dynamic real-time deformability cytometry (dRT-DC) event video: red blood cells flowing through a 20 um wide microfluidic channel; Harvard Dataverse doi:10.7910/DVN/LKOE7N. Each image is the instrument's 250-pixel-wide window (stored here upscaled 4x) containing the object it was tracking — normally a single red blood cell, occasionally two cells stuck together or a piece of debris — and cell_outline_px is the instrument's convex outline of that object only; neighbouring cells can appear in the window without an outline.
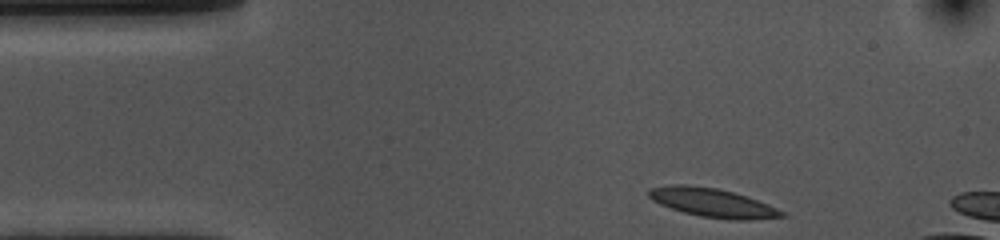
{"species": "common noctule bat (a hibernating species)", "species_latin": "Nyctalus noctula", "temperature_condition": "cold", "stored_images_in_passage": 37, "camera_frame_rate_fps": 3000, "um_per_image_px": 0.085, "animal": {"sex": "female", "body_mass_g": 10.0, "forearm_length_mm": 53.1}, "frame": {"image": 1, "passage_image": 1, "time_ms": 0.0, "image_size_px": [1000, 240], "cell_outline_px": [[788, 216], [748, 220], [732, 220], [700, 216], [684, 212], [660, 204], [652, 200], [648, 196], [648, 188], [672, 184], [688, 184], [716, 188], [732, 192], [768, 204], [784, 212]], "centroid_in_image_um": [60.53, 17.22], "position_along_channel_um": 24.5, "area_um2": 22.2}}
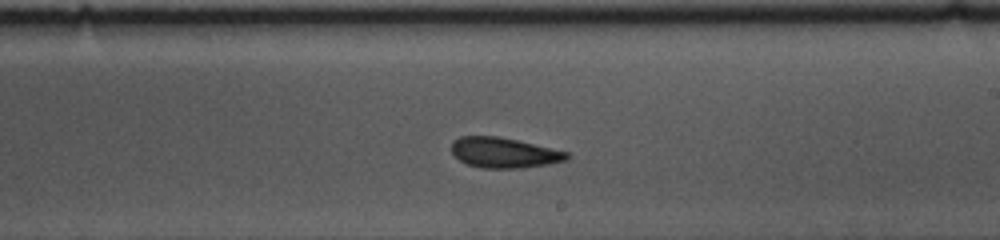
{"frame": {"image": 2, "passage_image": 24, "time_ms": 7.667, "image_size_px": [1000, 240], "cell_outline_px": [[572, 156], [568, 160], [548, 164], [520, 168], [480, 168], [468, 164], [460, 160], [452, 152], [452, 140], [460, 136], [496, 136], [516, 140], [568, 152]], "centroid_in_image_um": [42.85, 12.98], "position_along_channel_um": 246.2, "area_um2": 20.29}}
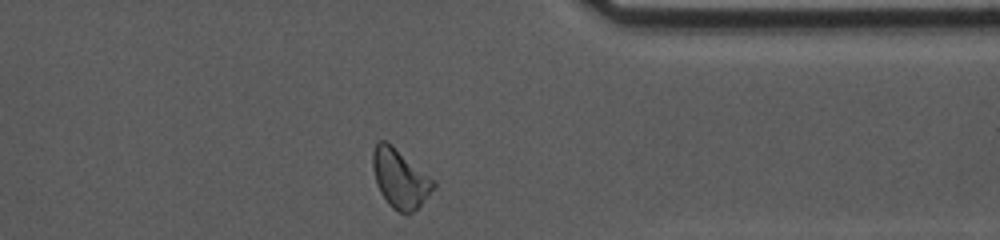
{"frame": {"image": 3, "passage_image": 36, "time_ms": 11.667, "image_size_px": [1000, 240], "cell_outline_px": [[436, 188], [412, 212], [404, 216], [392, 208], [388, 204], [380, 192], [376, 184], [372, 168], [372, 152], [376, 144], [380, 140], [384, 140], [392, 144], [436, 180]], "centroid_in_image_um": [34.01, 15.17], "position_along_channel_um": 377.4, "area_um2": 21.21}, "authors_computed_cell_mechanics": {"area_um2": 21.2126, "velocity_mm_per_s": 3.5627, "shape_relaxation_time_tau1_ms": 7.406, "shape_relaxation_time_tau2_ms": 4.0329, "deformation_change_tau1": 0.1355, "deformation_change_tau2": 0.1089}}